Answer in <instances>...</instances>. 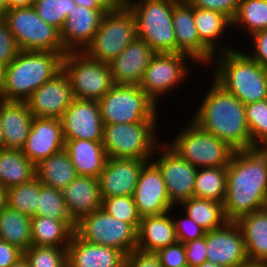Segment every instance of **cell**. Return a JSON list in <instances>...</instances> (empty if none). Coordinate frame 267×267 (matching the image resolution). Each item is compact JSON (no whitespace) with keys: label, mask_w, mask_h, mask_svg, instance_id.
<instances>
[{"label":"cell","mask_w":267,"mask_h":267,"mask_svg":"<svg viewBox=\"0 0 267 267\" xmlns=\"http://www.w3.org/2000/svg\"><path fill=\"white\" fill-rule=\"evenodd\" d=\"M267 162L256 149L235 150L227 166L226 197L223 203L227 221L265 208Z\"/></svg>","instance_id":"1"},{"label":"cell","mask_w":267,"mask_h":267,"mask_svg":"<svg viewBox=\"0 0 267 267\" xmlns=\"http://www.w3.org/2000/svg\"><path fill=\"white\" fill-rule=\"evenodd\" d=\"M197 109L190 119L200 128L226 142L234 150L253 149L245 104L214 79Z\"/></svg>","instance_id":"2"},{"label":"cell","mask_w":267,"mask_h":267,"mask_svg":"<svg viewBox=\"0 0 267 267\" xmlns=\"http://www.w3.org/2000/svg\"><path fill=\"white\" fill-rule=\"evenodd\" d=\"M212 63L213 79L243 104L267 99V70L245 51L233 49L216 54Z\"/></svg>","instance_id":"3"},{"label":"cell","mask_w":267,"mask_h":267,"mask_svg":"<svg viewBox=\"0 0 267 267\" xmlns=\"http://www.w3.org/2000/svg\"><path fill=\"white\" fill-rule=\"evenodd\" d=\"M60 53L52 51L20 50L4 69V85L1 99L26 101L46 81L62 70Z\"/></svg>","instance_id":"4"},{"label":"cell","mask_w":267,"mask_h":267,"mask_svg":"<svg viewBox=\"0 0 267 267\" xmlns=\"http://www.w3.org/2000/svg\"><path fill=\"white\" fill-rule=\"evenodd\" d=\"M178 0H130L137 24V37L156 53H176L173 7Z\"/></svg>","instance_id":"5"},{"label":"cell","mask_w":267,"mask_h":267,"mask_svg":"<svg viewBox=\"0 0 267 267\" xmlns=\"http://www.w3.org/2000/svg\"><path fill=\"white\" fill-rule=\"evenodd\" d=\"M180 130L173 141L165 143L181 158L197 169L228 166L235 150L226 142L203 130L192 120Z\"/></svg>","instance_id":"6"},{"label":"cell","mask_w":267,"mask_h":267,"mask_svg":"<svg viewBox=\"0 0 267 267\" xmlns=\"http://www.w3.org/2000/svg\"><path fill=\"white\" fill-rule=\"evenodd\" d=\"M157 125V122L104 124L102 144L107 157L152 159L161 144Z\"/></svg>","instance_id":"7"},{"label":"cell","mask_w":267,"mask_h":267,"mask_svg":"<svg viewBox=\"0 0 267 267\" xmlns=\"http://www.w3.org/2000/svg\"><path fill=\"white\" fill-rule=\"evenodd\" d=\"M98 103L103 124L158 122V105L140 86L114 85Z\"/></svg>","instance_id":"8"},{"label":"cell","mask_w":267,"mask_h":267,"mask_svg":"<svg viewBox=\"0 0 267 267\" xmlns=\"http://www.w3.org/2000/svg\"><path fill=\"white\" fill-rule=\"evenodd\" d=\"M136 38V19L127 6L105 13L100 27L83 52L94 60L110 64Z\"/></svg>","instance_id":"9"},{"label":"cell","mask_w":267,"mask_h":267,"mask_svg":"<svg viewBox=\"0 0 267 267\" xmlns=\"http://www.w3.org/2000/svg\"><path fill=\"white\" fill-rule=\"evenodd\" d=\"M74 99L99 101L113 86L110 65L88 57L83 51L67 52L62 58Z\"/></svg>","instance_id":"10"},{"label":"cell","mask_w":267,"mask_h":267,"mask_svg":"<svg viewBox=\"0 0 267 267\" xmlns=\"http://www.w3.org/2000/svg\"><path fill=\"white\" fill-rule=\"evenodd\" d=\"M20 50L52 51L64 56L60 31L47 24L32 6L9 9L3 16Z\"/></svg>","instance_id":"11"},{"label":"cell","mask_w":267,"mask_h":267,"mask_svg":"<svg viewBox=\"0 0 267 267\" xmlns=\"http://www.w3.org/2000/svg\"><path fill=\"white\" fill-rule=\"evenodd\" d=\"M75 233L87 242L116 248L125 255L137 247V231L102 208L76 223Z\"/></svg>","instance_id":"12"},{"label":"cell","mask_w":267,"mask_h":267,"mask_svg":"<svg viewBox=\"0 0 267 267\" xmlns=\"http://www.w3.org/2000/svg\"><path fill=\"white\" fill-rule=\"evenodd\" d=\"M193 60L184 53H156L151 59L139 86L158 105L162 98L189 75L187 60ZM188 67V68H186ZM189 69V70H188Z\"/></svg>","instance_id":"13"},{"label":"cell","mask_w":267,"mask_h":267,"mask_svg":"<svg viewBox=\"0 0 267 267\" xmlns=\"http://www.w3.org/2000/svg\"><path fill=\"white\" fill-rule=\"evenodd\" d=\"M156 154L160 156L155 157ZM153 155L155 159L152 157L151 161L161 172L171 203L176 207L192 198L197 168L181 158L163 140Z\"/></svg>","instance_id":"14"},{"label":"cell","mask_w":267,"mask_h":267,"mask_svg":"<svg viewBox=\"0 0 267 267\" xmlns=\"http://www.w3.org/2000/svg\"><path fill=\"white\" fill-rule=\"evenodd\" d=\"M64 140H103V121L98 101L73 99L61 117Z\"/></svg>","instance_id":"15"},{"label":"cell","mask_w":267,"mask_h":267,"mask_svg":"<svg viewBox=\"0 0 267 267\" xmlns=\"http://www.w3.org/2000/svg\"><path fill=\"white\" fill-rule=\"evenodd\" d=\"M206 250L207 261L223 267H240L248 260L241 229L233 221L207 232Z\"/></svg>","instance_id":"16"},{"label":"cell","mask_w":267,"mask_h":267,"mask_svg":"<svg viewBox=\"0 0 267 267\" xmlns=\"http://www.w3.org/2000/svg\"><path fill=\"white\" fill-rule=\"evenodd\" d=\"M67 75L61 70L26 100L33 117L61 119L73 100Z\"/></svg>","instance_id":"17"},{"label":"cell","mask_w":267,"mask_h":267,"mask_svg":"<svg viewBox=\"0 0 267 267\" xmlns=\"http://www.w3.org/2000/svg\"><path fill=\"white\" fill-rule=\"evenodd\" d=\"M133 199L141 217L161 215L174 209L161 172L151 160L140 172Z\"/></svg>","instance_id":"18"},{"label":"cell","mask_w":267,"mask_h":267,"mask_svg":"<svg viewBox=\"0 0 267 267\" xmlns=\"http://www.w3.org/2000/svg\"><path fill=\"white\" fill-rule=\"evenodd\" d=\"M150 160L107 157L98 177L102 200L112 196H133L140 172Z\"/></svg>","instance_id":"19"},{"label":"cell","mask_w":267,"mask_h":267,"mask_svg":"<svg viewBox=\"0 0 267 267\" xmlns=\"http://www.w3.org/2000/svg\"><path fill=\"white\" fill-rule=\"evenodd\" d=\"M173 27L176 53L188 55L197 64H212L214 54L200 41L194 21V7L186 0H178L173 7Z\"/></svg>","instance_id":"20"},{"label":"cell","mask_w":267,"mask_h":267,"mask_svg":"<svg viewBox=\"0 0 267 267\" xmlns=\"http://www.w3.org/2000/svg\"><path fill=\"white\" fill-rule=\"evenodd\" d=\"M65 148L61 119L34 117L23 154L37 165Z\"/></svg>","instance_id":"21"},{"label":"cell","mask_w":267,"mask_h":267,"mask_svg":"<svg viewBox=\"0 0 267 267\" xmlns=\"http://www.w3.org/2000/svg\"><path fill=\"white\" fill-rule=\"evenodd\" d=\"M156 52L142 39L136 38L109 64L114 85L139 86Z\"/></svg>","instance_id":"22"},{"label":"cell","mask_w":267,"mask_h":267,"mask_svg":"<svg viewBox=\"0 0 267 267\" xmlns=\"http://www.w3.org/2000/svg\"><path fill=\"white\" fill-rule=\"evenodd\" d=\"M105 13L104 9L76 6L60 31L64 48L68 52L83 51L100 27Z\"/></svg>","instance_id":"23"},{"label":"cell","mask_w":267,"mask_h":267,"mask_svg":"<svg viewBox=\"0 0 267 267\" xmlns=\"http://www.w3.org/2000/svg\"><path fill=\"white\" fill-rule=\"evenodd\" d=\"M125 260L126 255L121 250L92 244L75 232L67 247L68 267H119Z\"/></svg>","instance_id":"24"},{"label":"cell","mask_w":267,"mask_h":267,"mask_svg":"<svg viewBox=\"0 0 267 267\" xmlns=\"http://www.w3.org/2000/svg\"><path fill=\"white\" fill-rule=\"evenodd\" d=\"M62 192L75 223L102 206L98 178L78 175Z\"/></svg>","instance_id":"25"},{"label":"cell","mask_w":267,"mask_h":267,"mask_svg":"<svg viewBox=\"0 0 267 267\" xmlns=\"http://www.w3.org/2000/svg\"><path fill=\"white\" fill-rule=\"evenodd\" d=\"M1 127L5 149H22L33 122L26 101H0Z\"/></svg>","instance_id":"26"},{"label":"cell","mask_w":267,"mask_h":267,"mask_svg":"<svg viewBox=\"0 0 267 267\" xmlns=\"http://www.w3.org/2000/svg\"><path fill=\"white\" fill-rule=\"evenodd\" d=\"M171 211L141 217L137 230V248L157 252L178 241Z\"/></svg>","instance_id":"27"},{"label":"cell","mask_w":267,"mask_h":267,"mask_svg":"<svg viewBox=\"0 0 267 267\" xmlns=\"http://www.w3.org/2000/svg\"><path fill=\"white\" fill-rule=\"evenodd\" d=\"M78 175L98 178L107 160L102 141L65 140L64 148Z\"/></svg>","instance_id":"28"},{"label":"cell","mask_w":267,"mask_h":267,"mask_svg":"<svg viewBox=\"0 0 267 267\" xmlns=\"http://www.w3.org/2000/svg\"><path fill=\"white\" fill-rule=\"evenodd\" d=\"M194 21L200 41L214 54L233 50V46L220 42L226 30L232 28V20L217 11L194 7ZM219 41V44L217 42Z\"/></svg>","instance_id":"29"},{"label":"cell","mask_w":267,"mask_h":267,"mask_svg":"<svg viewBox=\"0 0 267 267\" xmlns=\"http://www.w3.org/2000/svg\"><path fill=\"white\" fill-rule=\"evenodd\" d=\"M248 260L267 261V209L262 208L240 217Z\"/></svg>","instance_id":"30"},{"label":"cell","mask_w":267,"mask_h":267,"mask_svg":"<svg viewBox=\"0 0 267 267\" xmlns=\"http://www.w3.org/2000/svg\"><path fill=\"white\" fill-rule=\"evenodd\" d=\"M36 178L45 186L65 189L77 176L76 169L65 149L52 154L35 165Z\"/></svg>","instance_id":"31"},{"label":"cell","mask_w":267,"mask_h":267,"mask_svg":"<svg viewBox=\"0 0 267 267\" xmlns=\"http://www.w3.org/2000/svg\"><path fill=\"white\" fill-rule=\"evenodd\" d=\"M75 228L67 220L31 217V240L35 246L68 247Z\"/></svg>","instance_id":"32"},{"label":"cell","mask_w":267,"mask_h":267,"mask_svg":"<svg viewBox=\"0 0 267 267\" xmlns=\"http://www.w3.org/2000/svg\"><path fill=\"white\" fill-rule=\"evenodd\" d=\"M35 177V165L22 150H0V185L7 189L29 182Z\"/></svg>","instance_id":"33"},{"label":"cell","mask_w":267,"mask_h":267,"mask_svg":"<svg viewBox=\"0 0 267 267\" xmlns=\"http://www.w3.org/2000/svg\"><path fill=\"white\" fill-rule=\"evenodd\" d=\"M0 239L27 250L32 245L31 217L6 206L0 211Z\"/></svg>","instance_id":"34"},{"label":"cell","mask_w":267,"mask_h":267,"mask_svg":"<svg viewBox=\"0 0 267 267\" xmlns=\"http://www.w3.org/2000/svg\"><path fill=\"white\" fill-rule=\"evenodd\" d=\"M180 205L184 207L183 211L206 232L220 228L227 222L223 203L192 197L182 201L178 206Z\"/></svg>","instance_id":"35"},{"label":"cell","mask_w":267,"mask_h":267,"mask_svg":"<svg viewBox=\"0 0 267 267\" xmlns=\"http://www.w3.org/2000/svg\"><path fill=\"white\" fill-rule=\"evenodd\" d=\"M227 166L197 169L193 197L224 203Z\"/></svg>","instance_id":"36"},{"label":"cell","mask_w":267,"mask_h":267,"mask_svg":"<svg viewBox=\"0 0 267 267\" xmlns=\"http://www.w3.org/2000/svg\"><path fill=\"white\" fill-rule=\"evenodd\" d=\"M233 26L241 27L248 35L267 29V0H240Z\"/></svg>","instance_id":"37"},{"label":"cell","mask_w":267,"mask_h":267,"mask_svg":"<svg viewBox=\"0 0 267 267\" xmlns=\"http://www.w3.org/2000/svg\"><path fill=\"white\" fill-rule=\"evenodd\" d=\"M40 181L33 180L6 189V203L11 209L33 217L37 214Z\"/></svg>","instance_id":"38"},{"label":"cell","mask_w":267,"mask_h":267,"mask_svg":"<svg viewBox=\"0 0 267 267\" xmlns=\"http://www.w3.org/2000/svg\"><path fill=\"white\" fill-rule=\"evenodd\" d=\"M36 216H46L53 220H67L74 228H76V223L68 212L63 192L45 186L41 182Z\"/></svg>","instance_id":"39"},{"label":"cell","mask_w":267,"mask_h":267,"mask_svg":"<svg viewBox=\"0 0 267 267\" xmlns=\"http://www.w3.org/2000/svg\"><path fill=\"white\" fill-rule=\"evenodd\" d=\"M76 6L74 0H36L33 4L36 13L59 31Z\"/></svg>","instance_id":"40"},{"label":"cell","mask_w":267,"mask_h":267,"mask_svg":"<svg viewBox=\"0 0 267 267\" xmlns=\"http://www.w3.org/2000/svg\"><path fill=\"white\" fill-rule=\"evenodd\" d=\"M23 256L30 267H68L67 247L31 245Z\"/></svg>","instance_id":"41"},{"label":"cell","mask_w":267,"mask_h":267,"mask_svg":"<svg viewBox=\"0 0 267 267\" xmlns=\"http://www.w3.org/2000/svg\"><path fill=\"white\" fill-rule=\"evenodd\" d=\"M101 208L112 217L129 223L136 231L141 216L138 213L133 196H112L102 200Z\"/></svg>","instance_id":"42"},{"label":"cell","mask_w":267,"mask_h":267,"mask_svg":"<svg viewBox=\"0 0 267 267\" xmlns=\"http://www.w3.org/2000/svg\"><path fill=\"white\" fill-rule=\"evenodd\" d=\"M253 148L267 140V99L245 105Z\"/></svg>","instance_id":"43"},{"label":"cell","mask_w":267,"mask_h":267,"mask_svg":"<svg viewBox=\"0 0 267 267\" xmlns=\"http://www.w3.org/2000/svg\"><path fill=\"white\" fill-rule=\"evenodd\" d=\"M20 52L8 24L0 18V65L6 67Z\"/></svg>","instance_id":"44"},{"label":"cell","mask_w":267,"mask_h":267,"mask_svg":"<svg viewBox=\"0 0 267 267\" xmlns=\"http://www.w3.org/2000/svg\"><path fill=\"white\" fill-rule=\"evenodd\" d=\"M177 240L181 243H187L191 240L203 238L206 231L192 220L186 213L181 218H174Z\"/></svg>","instance_id":"45"},{"label":"cell","mask_w":267,"mask_h":267,"mask_svg":"<svg viewBox=\"0 0 267 267\" xmlns=\"http://www.w3.org/2000/svg\"><path fill=\"white\" fill-rule=\"evenodd\" d=\"M160 263L163 267H186V255L184 244L177 241L157 251Z\"/></svg>","instance_id":"46"},{"label":"cell","mask_w":267,"mask_h":267,"mask_svg":"<svg viewBox=\"0 0 267 267\" xmlns=\"http://www.w3.org/2000/svg\"><path fill=\"white\" fill-rule=\"evenodd\" d=\"M190 5L197 8L217 11L226 15L231 20L234 18L240 0H186Z\"/></svg>","instance_id":"47"},{"label":"cell","mask_w":267,"mask_h":267,"mask_svg":"<svg viewBox=\"0 0 267 267\" xmlns=\"http://www.w3.org/2000/svg\"><path fill=\"white\" fill-rule=\"evenodd\" d=\"M187 265L197 267L207 261V232L203 238L184 243Z\"/></svg>","instance_id":"48"},{"label":"cell","mask_w":267,"mask_h":267,"mask_svg":"<svg viewBox=\"0 0 267 267\" xmlns=\"http://www.w3.org/2000/svg\"><path fill=\"white\" fill-rule=\"evenodd\" d=\"M125 261L129 267H163L157 252L146 251L137 247L126 255Z\"/></svg>","instance_id":"49"},{"label":"cell","mask_w":267,"mask_h":267,"mask_svg":"<svg viewBox=\"0 0 267 267\" xmlns=\"http://www.w3.org/2000/svg\"><path fill=\"white\" fill-rule=\"evenodd\" d=\"M253 39V51L246 53L251 59L257 61L267 70V29L257 31L250 35Z\"/></svg>","instance_id":"50"},{"label":"cell","mask_w":267,"mask_h":267,"mask_svg":"<svg viewBox=\"0 0 267 267\" xmlns=\"http://www.w3.org/2000/svg\"><path fill=\"white\" fill-rule=\"evenodd\" d=\"M22 257V250L0 239V267H11Z\"/></svg>","instance_id":"51"},{"label":"cell","mask_w":267,"mask_h":267,"mask_svg":"<svg viewBox=\"0 0 267 267\" xmlns=\"http://www.w3.org/2000/svg\"><path fill=\"white\" fill-rule=\"evenodd\" d=\"M98 4L106 11H117L128 6L126 0H96Z\"/></svg>","instance_id":"52"},{"label":"cell","mask_w":267,"mask_h":267,"mask_svg":"<svg viewBox=\"0 0 267 267\" xmlns=\"http://www.w3.org/2000/svg\"><path fill=\"white\" fill-rule=\"evenodd\" d=\"M9 9L29 7L34 4L32 0H7Z\"/></svg>","instance_id":"53"},{"label":"cell","mask_w":267,"mask_h":267,"mask_svg":"<svg viewBox=\"0 0 267 267\" xmlns=\"http://www.w3.org/2000/svg\"><path fill=\"white\" fill-rule=\"evenodd\" d=\"M77 6L87 7L89 9H103L96 0H74Z\"/></svg>","instance_id":"54"},{"label":"cell","mask_w":267,"mask_h":267,"mask_svg":"<svg viewBox=\"0 0 267 267\" xmlns=\"http://www.w3.org/2000/svg\"><path fill=\"white\" fill-rule=\"evenodd\" d=\"M240 267H267V261L247 260Z\"/></svg>","instance_id":"55"},{"label":"cell","mask_w":267,"mask_h":267,"mask_svg":"<svg viewBox=\"0 0 267 267\" xmlns=\"http://www.w3.org/2000/svg\"><path fill=\"white\" fill-rule=\"evenodd\" d=\"M6 206V188L0 185V211H2Z\"/></svg>","instance_id":"56"},{"label":"cell","mask_w":267,"mask_h":267,"mask_svg":"<svg viewBox=\"0 0 267 267\" xmlns=\"http://www.w3.org/2000/svg\"><path fill=\"white\" fill-rule=\"evenodd\" d=\"M255 148L261 153V155L266 159L267 162V140L260 143Z\"/></svg>","instance_id":"57"},{"label":"cell","mask_w":267,"mask_h":267,"mask_svg":"<svg viewBox=\"0 0 267 267\" xmlns=\"http://www.w3.org/2000/svg\"><path fill=\"white\" fill-rule=\"evenodd\" d=\"M9 10L7 0H0V18H3V16L7 13Z\"/></svg>","instance_id":"58"},{"label":"cell","mask_w":267,"mask_h":267,"mask_svg":"<svg viewBox=\"0 0 267 267\" xmlns=\"http://www.w3.org/2000/svg\"><path fill=\"white\" fill-rule=\"evenodd\" d=\"M11 267H30L28 264V261L24 258V256L22 258H20L14 265H12Z\"/></svg>","instance_id":"59"},{"label":"cell","mask_w":267,"mask_h":267,"mask_svg":"<svg viewBox=\"0 0 267 267\" xmlns=\"http://www.w3.org/2000/svg\"><path fill=\"white\" fill-rule=\"evenodd\" d=\"M4 69L5 67L0 65V95L3 89V85H4Z\"/></svg>","instance_id":"60"},{"label":"cell","mask_w":267,"mask_h":267,"mask_svg":"<svg viewBox=\"0 0 267 267\" xmlns=\"http://www.w3.org/2000/svg\"><path fill=\"white\" fill-rule=\"evenodd\" d=\"M1 116H0V150L5 149L4 145V139H3V133H2V127H1Z\"/></svg>","instance_id":"61"},{"label":"cell","mask_w":267,"mask_h":267,"mask_svg":"<svg viewBox=\"0 0 267 267\" xmlns=\"http://www.w3.org/2000/svg\"><path fill=\"white\" fill-rule=\"evenodd\" d=\"M197 267H223V266H220V265H217L213 262H203L201 265L197 266Z\"/></svg>","instance_id":"62"},{"label":"cell","mask_w":267,"mask_h":267,"mask_svg":"<svg viewBox=\"0 0 267 267\" xmlns=\"http://www.w3.org/2000/svg\"><path fill=\"white\" fill-rule=\"evenodd\" d=\"M119 267H129V264L125 261L123 264H121Z\"/></svg>","instance_id":"63"}]
</instances>
